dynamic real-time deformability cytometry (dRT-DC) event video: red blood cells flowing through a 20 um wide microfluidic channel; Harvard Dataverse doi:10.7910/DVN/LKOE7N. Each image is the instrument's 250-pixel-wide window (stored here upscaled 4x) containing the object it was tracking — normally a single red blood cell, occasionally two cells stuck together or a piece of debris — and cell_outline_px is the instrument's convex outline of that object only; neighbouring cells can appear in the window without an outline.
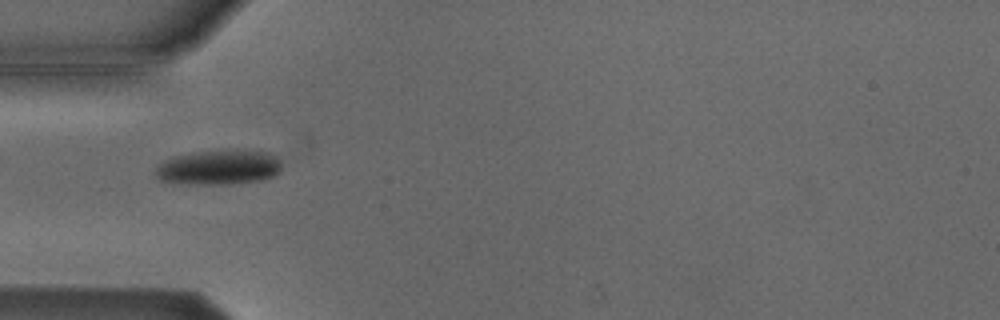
{"species": "Egyptian fruit bat (a non-hibernating species)", "species_latin": "Rousettus aegyptiacus", "temperature_condition": "cold", "stored_images_in_passage": 7, "camera_frame_rate_fps": 3000, "um_per_image_px": 0.085, "animal": {"sex": "male"}, "frame": {"image": 1, "passage_image": 5, "time_ms": 4.667, "image_size_px": [1000, 320], "cell_outline_px": [[280, 172], [276, 176], [264, 180], [228, 184], [172, 184], [160, 180], [156, 176], [156, 168], [164, 160], [176, 156], [192, 152], [272, 152], [280, 160]], "centroid_in_image_um": [18.59, 14.27], "position_along_channel_um": 66.4, "area_um2": 25.32}}
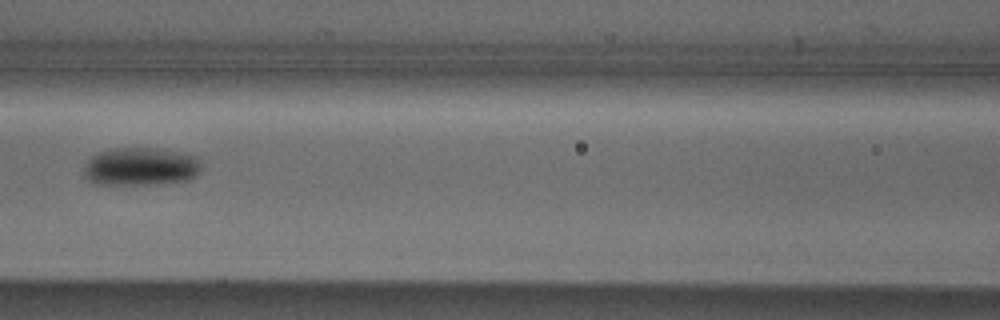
{"frame": {"image": 2, "passage_image": 7, "time_ms": 7.0, "image_size_px": [1000, 320], "cell_outline_px": [[200, 168], [196, 176], [188, 180], [168, 184], [92, 184], [84, 176], [84, 164], [92, 156], [100, 152], [112, 148], [156, 148], [180, 152], [196, 156]], "centroid_in_image_um": [11.94, 14.17], "position_along_channel_um": 154.7, "area_um2": 26.3}}